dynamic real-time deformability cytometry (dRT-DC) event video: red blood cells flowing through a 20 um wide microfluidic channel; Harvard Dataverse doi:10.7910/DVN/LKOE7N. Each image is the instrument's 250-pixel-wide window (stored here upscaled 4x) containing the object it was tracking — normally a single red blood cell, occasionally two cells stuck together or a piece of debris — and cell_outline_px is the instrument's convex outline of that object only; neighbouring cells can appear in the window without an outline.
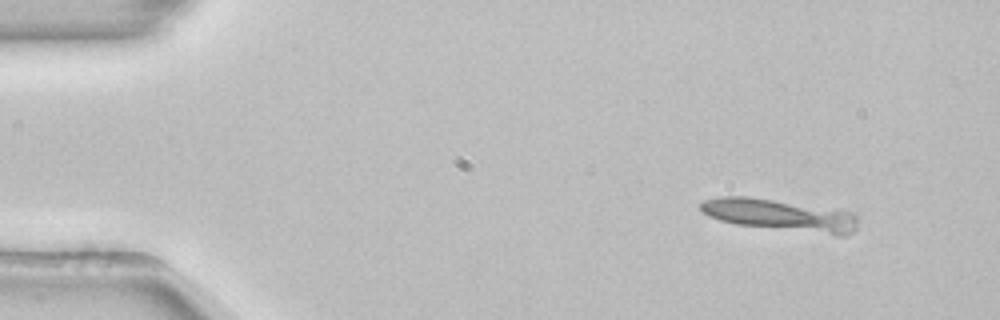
{"species": "common noctule bat (a hibernating species)", "species_latin": "Nyctalus noctula", "temperature_condition": "room temperature", "stored_images_in_passage": 6, "camera_frame_rate_fps": 3000, "um_per_image_px": 0.085, "animal": {"sex": "female", "body_mass_g": 22.7, "forearm_length_mm": 54.2}, "frame": {"image": 1, "passage_image": 1, "time_ms": 0.0, "image_size_px": [1000, 320], "cell_outline_px": [[856, 228], [852, 232], [844, 236], [836, 236], [736, 224], [720, 220], [708, 216], [700, 208], [700, 204], [704, 200], [720, 196], [748, 196], [840, 208], [852, 212], [856, 216]], "centroid_in_image_um": [66.37, 18.27], "position_along_channel_um": 18.6, "area_um2": 29.77}}